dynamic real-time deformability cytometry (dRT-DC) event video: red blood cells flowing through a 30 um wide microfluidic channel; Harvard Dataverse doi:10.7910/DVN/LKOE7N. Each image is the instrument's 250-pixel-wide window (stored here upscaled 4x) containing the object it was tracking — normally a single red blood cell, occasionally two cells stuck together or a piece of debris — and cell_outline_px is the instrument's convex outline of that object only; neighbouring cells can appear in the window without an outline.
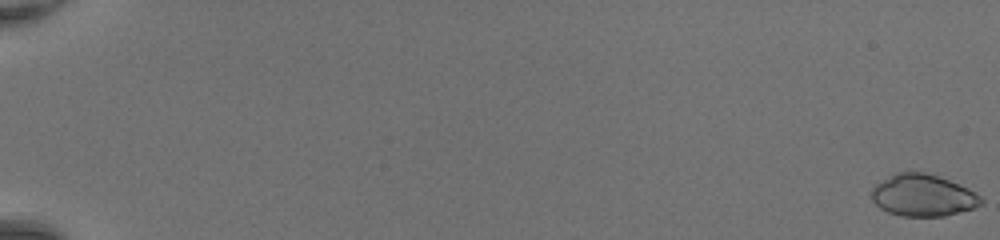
{"species": "common noctule bat (a hibernating species)", "species_latin": "Nyctalus noctula", "temperature_condition": "room temperature", "stored_images_in_passage": 50, "camera_frame_rate_fps": 3000, "um_per_image_px": 0.085, "animal": {"sex": "female", "body_mass_g": 20.0, "forearm_length_mm": 54.0}, "frame": {"image": 1, "passage_image": 1, "time_ms": 0.0, "image_size_px": [1000, 240], "cell_outline_px": [[984, 204], [972, 208], [944, 216], [900, 216], [888, 212], [880, 208], [872, 200], [872, 184], [896, 172], [924, 172], [948, 180], [968, 188], [976, 192], [984, 200]], "centroid_in_image_um": [78.42, 16.6], "position_along_channel_um": 6.6, "area_um2": 26.82}}
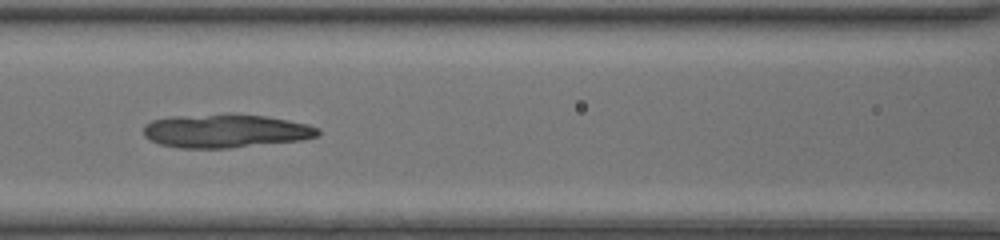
{"frame": {"image": 2, "passage_image": 26, "time_ms": 8.333, "image_size_px": [1000, 240], "cell_outline_px": [[320, 132], [316, 136], [300, 140], [228, 148], [180, 148], [160, 144], [144, 136], [144, 124], [152, 120], [172, 116], [264, 116], [288, 120], [308, 124], [320, 128]], "centroid_in_image_um": [19.16, 11.16], "position_along_channel_um": 147.4, "area_um2": 33.12}}
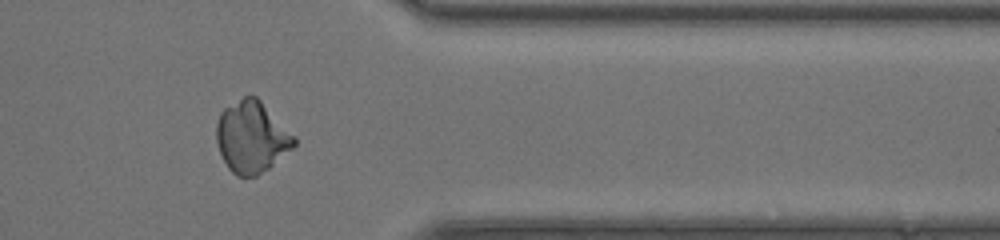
{"frame": {"image": 3, "passage_image": 43, "time_ms": 14.0, "image_size_px": [1000, 240], "cell_outline_px": [[296, 144], [292, 148], [268, 168], [256, 176], [236, 176], [228, 168], [220, 152], [216, 140], [216, 124], [220, 112], [224, 108], [244, 96], [256, 96], [296, 136]], "centroid_in_image_um": [21.38, 11.64], "position_along_channel_um": 390.0, "area_um2": 32.19}}